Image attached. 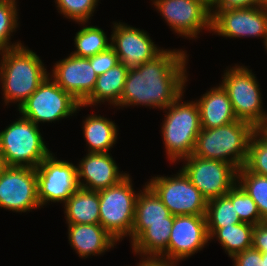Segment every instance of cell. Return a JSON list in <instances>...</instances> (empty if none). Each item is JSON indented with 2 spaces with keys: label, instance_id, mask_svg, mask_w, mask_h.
Here are the masks:
<instances>
[{
  "label": "cell",
  "instance_id": "d6986e66",
  "mask_svg": "<svg viewBox=\"0 0 267 266\" xmlns=\"http://www.w3.org/2000/svg\"><path fill=\"white\" fill-rule=\"evenodd\" d=\"M68 241L79 257L102 255L117 241L100 224H68Z\"/></svg>",
  "mask_w": 267,
  "mask_h": 266
},
{
  "label": "cell",
  "instance_id": "60d3db41",
  "mask_svg": "<svg viewBox=\"0 0 267 266\" xmlns=\"http://www.w3.org/2000/svg\"><path fill=\"white\" fill-rule=\"evenodd\" d=\"M267 137V123L259 129Z\"/></svg>",
  "mask_w": 267,
  "mask_h": 266
},
{
  "label": "cell",
  "instance_id": "f1b7e54d",
  "mask_svg": "<svg viewBox=\"0 0 267 266\" xmlns=\"http://www.w3.org/2000/svg\"><path fill=\"white\" fill-rule=\"evenodd\" d=\"M205 216L207 228H222L241 222L235 206L226 195L208 200Z\"/></svg>",
  "mask_w": 267,
  "mask_h": 266
},
{
  "label": "cell",
  "instance_id": "e0dca14e",
  "mask_svg": "<svg viewBox=\"0 0 267 266\" xmlns=\"http://www.w3.org/2000/svg\"><path fill=\"white\" fill-rule=\"evenodd\" d=\"M48 75L81 104L94 90L98 77L88 58L73 54L56 62Z\"/></svg>",
  "mask_w": 267,
  "mask_h": 266
},
{
  "label": "cell",
  "instance_id": "484cf974",
  "mask_svg": "<svg viewBox=\"0 0 267 266\" xmlns=\"http://www.w3.org/2000/svg\"><path fill=\"white\" fill-rule=\"evenodd\" d=\"M254 225L240 222L238 224H231L222 228H207L208 234L211 239L215 237L225 249L228 257L242 252L252 247V232Z\"/></svg>",
  "mask_w": 267,
  "mask_h": 266
},
{
  "label": "cell",
  "instance_id": "52a82bcc",
  "mask_svg": "<svg viewBox=\"0 0 267 266\" xmlns=\"http://www.w3.org/2000/svg\"><path fill=\"white\" fill-rule=\"evenodd\" d=\"M131 176L128 174L119 183L99 192V224L117 242L129 236L135 219V208L138 193L133 188Z\"/></svg>",
  "mask_w": 267,
  "mask_h": 266
},
{
  "label": "cell",
  "instance_id": "7a4b0ae2",
  "mask_svg": "<svg viewBox=\"0 0 267 266\" xmlns=\"http://www.w3.org/2000/svg\"><path fill=\"white\" fill-rule=\"evenodd\" d=\"M0 55V82L5 105L16 103L19 109L49 73L40 57L24 45L2 51Z\"/></svg>",
  "mask_w": 267,
  "mask_h": 266
},
{
  "label": "cell",
  "instance_id": "ac0fdd59",
  "mask_svg": "<svg viewBox=\"0 0 267 266\" xmlns=\"http://www.w3.org/2000/svg\"><path fill=\"white\" fill-rule=\"evenodd\" d=\"M127 175L119 171L110 153L88 152L77 166L79 187L93 191L107 189Z\"/></svg>",
  "mask_w": 267,
  "mask_h": 266
},
{
  "label": "cell",
  "instance_id": "8d00e7d4",
  "mask_svg": "<svg viewBox=\"0 0 267 266\" xmlns=\"http://www.w3.org/2000/svg\"><path fill=\"white\" fill-rule=\"evenodd\" d=\"M252 247L261 253H267V220L254 225Z\"/></svg>",
  "mask_w": 267,
  "mask_h": 266
},
{
  "label": "cell",
  "instance_id": "d4e9b609",
  "mask_svg": "<svg viewBox=\"0 0 267 266\" xmlns=\"http://www.w3.org/2000/svg\"><path fill=\"white\" fill-rule=\"evenodd\" d=\"M172 225L173 222L149 224L131 243L133 252L141 257H161L167 251Z\"/></svg>",
  "mask_w": 267,
  "mask_h": 266
},
{
  "label": "cell",
  "instance_id": "ffe728a7",
  "mask_svg": "<svg viewBox=\"0 0 267 266\" xmlns=\"http://www.w3.org/2000/svg\"><path fill=\"white\" fill-rule=\"evenodd\" d=\"M195 101L199 107L200 124L203 129L217 128L238 120L230 98L220 83Z\"/></svg>",
  "mask_w": 267,
  "mask_h": 266
},
{
  "label": "cell",
  "instance_id": "83f0119b",
  "mask_svg": "<svg viewBox=\"0 0 267 266\" xmlns=\"http://www.w3.org/2000/svg\"><path fill=\"white\" fill-rule=\"evenodd\" d=\"M237 183L254 200L261 218L267 220V177L249 172L242 167L237 172Z\"/></svg>",
  "mask_w": 267,
  "mask_h": 266
},
{
  "label": "cell",
  "instance_id": "30bf717a",
  "mask_svg": "<svg viewBox=\"0 0 267 266\" xmlns=\"http://www.w3.org/2000/svg\"><path fill=\"white\" fill-rule=\"evenodd\" d=\"M180 161L185 164L181 170L207 201L226 195L237 183L238 169L227 162L193 154Z\"/></svg>",
  "mask_w": 267,
  "mask_h": 266
},
{
  "label": "cell",
  "instance_id": "8fae6325",
  "mask_svg": "<svg viewBox=\"0 0 267 266\" xmlns=\"http://www.w3.org/2000/svg\"><path fill=\"white\" fill-rule=\"evenodd\" d=\"M37 189L40 206L47 203L63 204L79 188L77 166L58 160L50 153L37 167Z\"/></svg>",
  "mask_w": 267,
  "mask_h": 266
},
{
  "label": "cell",
  "instance_id": "6da1fadb",
  "mask_svg": "<svg viewBox=\"0 0 267 266\" xmlns=\"http://www.w3.org/2000/svg\"><path fill=\"white\" fill-rule=\"evenodd\" d=\"M187 52L163 50L154 59L128 69L120 107L142 105L165 109L185 92ZM187 61V62H186Z\"/></svg>",
  "mask_w": 267,
  "mask_h": 266
},
{
  "label": "cell",
  "instance_id": "d590c367",
  "mask_svg": "<svg viewBox=\"0 0 267 266\" xmlns=\"http://www.w3.org/2000/svg\"><path fill=\"white\" fill-rule=\"evenodd\" d=\"M260 0H213L210 6L211 17L223 9L251 8L259 6Z\"/></svg>",
  "mask_w": 267,
  "mask_h": 266
},
{
  "label": "cell",
  "instance_id": "4fadbf2b",
  "mask_svg": "<svg viewBox=\"0 0 267 266\" xmlns=\"http://www.w3.org/2000/svg\"><path fill=\"white\" fill-rule=\"evenodd\" d=\"M152 3L179 36L195 39L204 29L211 32L210 8L201 0H153Z\"/></svg>",
  "mask_w": 267,
  "mask_h": 266
},
{
  "label": "cell",
  "instance_id": "9a60e30c",
  "mask_svg": "<svg viewBox=\"0 0 267 266\" xmlns=\"http://www.w3.org/2000/svg\"><path fill=\"white\" fill-rule=\"evenodd\" d=\"M211 31L230 38L267 37V10L251 8L218 10L211 18Z\"/></svg>",
  "mask_w": 267,
  "mask_h": 266
},
{
  "label": "cell",
  "instance_id": "277c9868",
  "mask_svg": "<svg viewBox=\"0 0 267 266\" xmlns=\"http://www.w3.org/2000/svg\"><path fill=\"white\" fill-rule=\"evenodd\" d=\"M182 96L184 93L163 109L166 110V114H164L161 133L167 157L172 163L193 154L198 134L201 131L197 102H182Z\"/></svg>",
  "mask_w": 267,
  "mask_h": 266
},
{
  "label": "cell",
  "instance_id": "1f68e13d",
  "mask_svg": "<svg viewBox=\"0 0 267 266\" xmlns=\"http://www.w3.org/2000/svg\"><path fill=\"white\" fill-rule=\"evenodd\" d=\"M244 167L249 172L267 177V137L259 129L250 138Z\"/></svg>",
  "mask_w": 267,
  "mask_h": 266
},
{
  "label": "cell",
  "instance_id": "603a6c76",
  "mask_svg": "<svg viewBox=\"0 0 267 266\" xmlns=\"http://www.w3.org/2000/svg\"><path fill=\"white\" fill-rule=\"evenodd\" d=\"M67 224H99V192L79 187L63 204Z\"/></svg>",
  "mask_w": 267,
  "mask_h": 266
},
{
  "label": "cell",
  "instance_id": "3957f363",
  "mask_svg": "<svg viewBox=\"0 0 267 266\" xmlns=\"http://www.w3.org/2000/svg\"><path fill=\"white\" fill-rule=\"evenodd\" d=\"M256 130L250 123L241 120L217 128H201L193 155L221 160L239 170L246 163L248 144Z\"/></svg>",
  "mask_w": 267,
  "mask_h": 266
},
{
  "label": "cell",
  "instance_id": "ba28073f",
  "mask_svg": "<svg viewBox=\"0 0 267 266\" xmlns=\"http://www.w3.org/2000/svg\"><path fill=\"white\" fill-rule=\"evenodd\" d=\"M82 108L81 103L64 91L49 75L19 107V114L36 125L68 118Z\"/></svg>",
  "mask_w": 267,
  "mask_h": 266
},
{
  "label": "cell",
  "instance_id": "5bb4252c",
  "mask_svg": "<svg viewBox=\"0 0 267 266\" xmlns=\"http://www.w3.org/2000/svg\"><path fill=\"white\" fill-rule=\"evenodd\" d=\"M210 240L205 215H177L174 217L167 251L161 256L176 265L201 251Z\"/></svg>",
  "mask_w": 267,
  "mask_h": 266
},
{
  "label": "cell",
  "instance_id": "f546056e",
  "mask_svg": "<svg viewBox=\"0 0 267 266\" xmlns=\"http://www.w3.org/2000/svg\"><path fill=\"white\" fill-rule=\"evenodd\" d=\"M16 0H0V52L22 45V43H11V36L17 27L18 9Z\"/></svg>",
  "mask_w": 267,
  "mask_h": 266
},
{
  "label": "cell",
  "instance_id": "5b68a950",
  "mask_svg": "<svg viewBox=\"0 0 267 266\" xmlns=\"http://www.w3.org/2000/svg\"><path fill=\"white\" fill-rule=\"evenodd\" d=\"M38 125L25 117L0 132V151L7 166L36 168L50 153Z\"/></svg>",
  "mask_w": 267,
  "mask_h": 266
},
{
  "label": "cell",
  "instance_id": "b9f144b4",
  "mask_svg": "<svg viewBox=\"0 0 267 266\" xmlns=\"http://www.w3.org/2000/svg\"><path fill=\"white\" fill-rule=\"evenodd\" d=\"M262 259L264 260V266H267V253H262Z\"/></svg>",
  "mask_w": 267,
  "mask_h": 266
},
{
  "label": "cell",
  "instance_id": "7c38bea8",
  "mask_svg": "<svg viewBox=\"0 0 267 266\" xmlns=\"http://www.w3.org/2000/svg\"><path fill=\"white\" fill-rule=\"evenodd\" d=\"M0 207L21 213L41 207L36 168L7 166L4 169L0 175Z\"/></svg>",
  "mask_w": 267,
  "mask_h": 266
},
{
  "label": "cell",
  "instance_id": "44dd1931",
  "mask_svg": "<svg viewBox=\"0 0 267 266\" xmlns=\"http://www.w3.org/2000/svg\"><path fill=\"white\" fill-rule=\"evenodd\" d=\"M172 215L156 193L147 185L138 193L135 219L131 231V243L149 226V224L174 222Z\"/></svg>",
  "mask_w": 267,
  "mask_h": 266
},
{
  "label": "cell",
  "instance_id": "7bdbcfd3",
  "mask_svg": "<svg viewBox=\"0 0 267 266\" xmlns=\"http://www.w3.org/2000/svg\"><path fill=\"white\" fill-rule=\"evenodd\" d=\"M201 1H203L209 8L213 3V0H201Z\"/></svg>",
  "mask_w": 267,
  "mask_h": 266
},
{
  "label": "cell",
  "instance_id": "2e32d148",
  "mask_svg": "<svg viewBox=\"0 0 267 266\" xmlns=\"http://www.w3.org/2000/svg\"><path fill=\"white\" fill-rule=\"evenodd\" d=\"M112 28L111 46L118 55L120 63L128 69L137 68L164 50L158 48L144 30L122 22H114Z\"/></svg>",
  "mask_w": 267,
  "mask_h": 266
},
{
  "label": "cell",
  "instance_id": "e575fe53",
  "mask_svg": "<svg viewBox=\"0 0 267 266\" xmlns=\"http://www.w3.org/2000/svg\"><path fill=\"white\" fill-rule=\"evenodd\" d=\"M234 266H264L262 253L253 247L239 252L231 257Z\"/></svg>",
  "mask_w": 267,
  "mask_h": 266
},
{
  "label": "cell",
  "instance_id": "ab89813d",
  "mask_svg": "<svg viewBox=\"0 0 267 266\" xmlns=\"http://www.w3.org/2000/svg\"><path fill=\"white\" fill-rule=\"evenodd\" d=\"M259 7L264 10H267V0H260Z\"/></svg>",
  "mask_w": 267,
  "mask_h": 266
},
{
  "label": "cell",
  "instance_id": "74e56055",
  "mask_svg": "<svg viewBox=\"0 0 267 266\" xmlns=\"http://www.w3.org/2000/svg\"><path fill=\"white\" fill-rule=\"evenodd\" d=\"M137 266H177L161 257H143Z\"/></svg>",
  "mask_w": 267,
  "mask_h": 266
},
{
  "label": "cell",
  "instance_id": "ee69618b",
  "mask_svg": "<svg viewBox=\"0 0 267 266\" xmlns=\"http://www.w3.org/2000/svg\"><path fill=\"white\" fill-rule=\"evenodd\" d=\"M264 45H265V48H266V52H267V37H266V39L264 40Z\"/></svg>",
  "mask_w": 267,
  "mask_h": 266
},
{
  "label": "cell",
  "instance_id": "836d02e7",
  "mask_svg": "<svg viewBox=\"0 0 267 266\" xmlns=\"http://www.w3.org/2000/svg\"><path fill=\"white\" fill-rule=\"evenodd\" d=\"M88 59L98 76L106 73L110 68L120 63L118 55L112 46L94 56L88 57Z\"/></svg>",
  "mask_w": 267,
  "mask_h": 266
},
{
  "label": "cell",
  "instance_id": "4dcf8cb0",
  "mask_svg": "<svg viewBox=\"0 0 267 266\" xmlns=\"http://www.w3.org/2000/svg\"><path fill=\"white\" fill-rule=\"evenodd\" d=\"M226 196L232 201L241 222L256 225L264 221L258 207L250 195L236 183Z\"/></svg>",
  "mask_w": 267,
  "mask_h": 266
},
{
  "label": "cell",
  "instance_id": "8992f818",
  "mask_svg": "<svg viewBox=\"0 0 267 266\" xmlns=\"http://www.w3.org/2000/svg\"><path fill=\"white\" fill-rule=\"evenodd\" d=\"M221 85L230 98L232 108L238 120L250 123L260 129L267 123V113L263 111L260 85L256 75L246 66L228 67Z\"/></svg>",
  "mask_w": 267,
  "mask_h": 266
},
{
  "label": "cell",
  "instance_id": "cb8c5ba5",
  "mask_svg": "<svg viewBox=\"0 0 267 266\" xmlns=\"http://www.w3.org/2000/svg\"><path fill=\"white\" fill-rule=\"evenodd\" d=\"M115 122L100 115L91 114L83 121V134L88 152L108 153L118 139Z\"/></svg>",
  "mask_w": 267,
  "mask_h": 266
},
{
  "label": "cell",
  "instance_id": "9c48e42d",
  "mask_svg": "<svg viewBox=\"0 0 267 266\" xmlns=\"http://www.w3.org/2000/svg\"><path fill=\"white\" fill-rule=\"evenodd\" d=\"M171 176L158 175L146 183L172 215H205L207 200L184 172L180 169Z\"/></svg>",
  "mask_w": 267,
  "mask_h": 266
},
{
  "label": "cell",
  "instance_id": "d6a6232c",
  "mask_svg": "<svg viewBox=\"0 0 267 266\" xmlns=\"http://www.w3.org/2000/svg\"><path fill=\"white\" fill-rule=\"evenodd\" d=\"M99 0H55L57 10L67 19L86 24L93 16ZM60 10V11H59Z\"/></svg>",
  "mask_w": 267,
  "mask_h": 266
},
{
  "label": "cell",
  "instance_id": "4316f807",
  "mask_svg": "<svg viewBox=\"0 0 267 266\" xmlns=\"http://www.w3.org/2000/svg\"><path fill=\"white\" fill-rule=\"evenodd\" d=\"M109 39L110 42L104 30L98 26H84L75 34L76 50L71 54L85 58L94 56L111 46V38Z\"/></svg>",
  "mask_w": 267,
  "mask_h": 266
},
{
  "label": "cell",
  "instance_id": "f35d334b",
  "mask_svg": "<svg viewBox=\"0 0 267 266\" xmlns=\"http://www.w3.org/2000/svg\"><path fill=\"white\" fill-rule=\"evenodd\" d=\"M7 167L2 152L0 151V175L4 171V169Z\"/></svg>",
  "mask_w": 267,
  "mask_h": 266
},
{
  "label": "cell",
  "instance_id": "7402d4cb",
  "mask_svg": "<svg viewBox=\"0 0 267 266\" xmlns=\"http://www.w3.org/2000/svg\"><path fill=\"white\" fill-rule=\"evenodd\" d=\"M127 72L128 68L124 64L118 63L106 73L99 75L94 90L81 106H96V104L107 101L116 107L124 90Z\"/></svg>",
  "mask_w": 267,
  "mask_h": 266
}]
</instances>
